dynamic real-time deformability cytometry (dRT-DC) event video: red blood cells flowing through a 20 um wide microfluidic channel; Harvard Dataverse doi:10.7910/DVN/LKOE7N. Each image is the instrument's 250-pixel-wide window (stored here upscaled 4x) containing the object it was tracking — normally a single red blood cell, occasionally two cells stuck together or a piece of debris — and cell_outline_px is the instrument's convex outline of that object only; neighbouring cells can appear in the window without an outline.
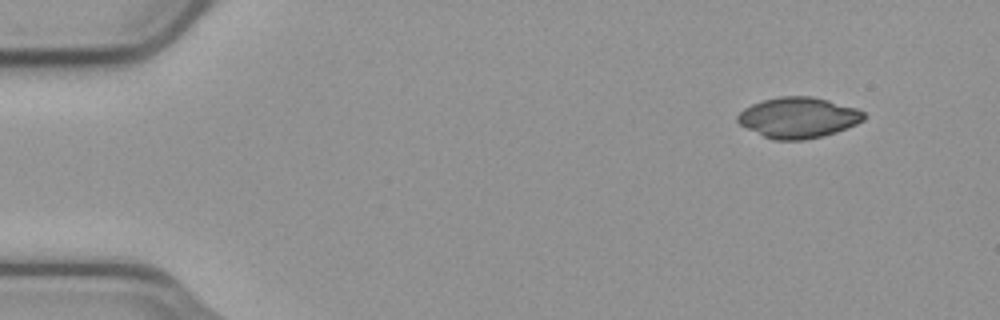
{"species": "common noctule bat (a hibernating species)", "species_latin": "Nyctalus noctula", "temperature_condition": "cold", "stored_images_in_passage": 50, "camera_frame_rate_fps": 3000, "um_per_image_px": 0.085, "animal": {"sex": "male", "body_mass_g": 23.1, "forearm_length_mm": 52.7}, "frame": {"image": 1, "passage_image": 1, "time_ms": 0.0, "image_size_px": [1000, 320], "cell_outline_px": [[864, 120], [856, 124], [836, 132], [824, 136], [804, 140], [772, 140], [740, 124], [736, 120], [736, 116], [744, 108], [752, 104], [764, 100], [780, 96], [812, 96], [828, 100], [856, 108], [864, 112]], "centroid_in_image_um": [67.85, 10.0], "position_along_channel_um": 17.1, "area_um2": 29.82}}